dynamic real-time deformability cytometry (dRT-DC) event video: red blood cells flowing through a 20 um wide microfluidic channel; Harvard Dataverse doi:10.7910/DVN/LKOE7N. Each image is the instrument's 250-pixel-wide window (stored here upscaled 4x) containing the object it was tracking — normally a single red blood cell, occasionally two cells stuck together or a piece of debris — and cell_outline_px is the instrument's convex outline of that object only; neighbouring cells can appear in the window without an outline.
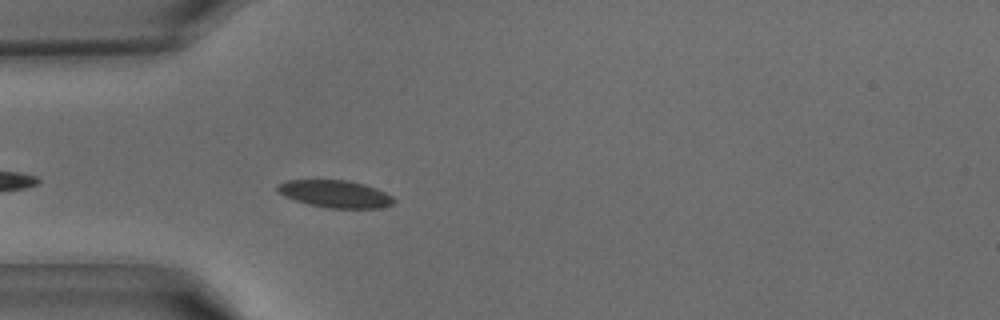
{"species": "common noctule bat (a hibernating species)", "species_latin": "Nyctalus noctula", "temperature_condition": "warm", "stored_images_in_passage": 31, "camera_frame_rate_fps": 3000, "um_per_image_px": 0.085, "animal": {"sex": "male", "body_mass_g": 15.6}, "frame": {"image": 1, "passage_image": 3, "time_ms": 0.667, "image_size_px": [1000, 320], "cell_outline_px": [[396, 200], [392, 204], [380, 208], [328, 208], [308, 204], [284, 196], [276, 192], [276, 184], [288, 180], [348, 180], [364, 184], [376, 188], [392, 196]], "centroid_in_image_um": [28.46, 16.48], "position_along_channel_um": 56.5, "area_um2": 18.61}}
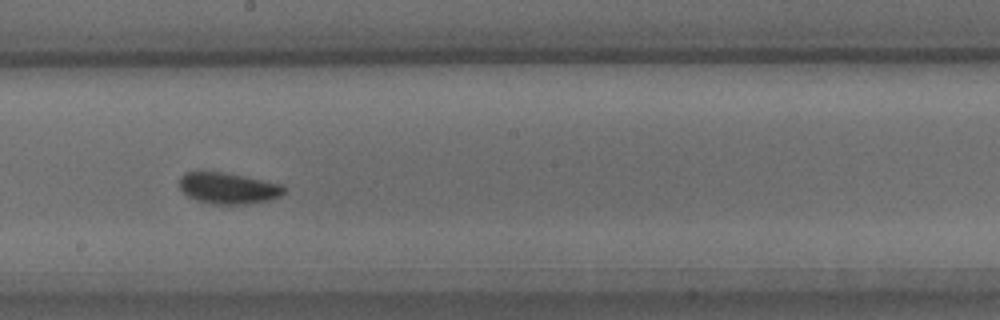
{"frame": {"image": 2, "passage_image": 14, "time_ms": 4.333, "image_size_px": [1000, 320], "cell_outline_px": [[284, 192], [280, 196], [268, 200], [244, 204], [212, 204], [196, 200], [188, 196], [180, 188], [180, 176], [184, 172], [224, 172], [284, 184]], "centroid_in_image_um": [19.4, 15.99], "position_along_channel_um": 228.8, "area_um2": 18.96}}
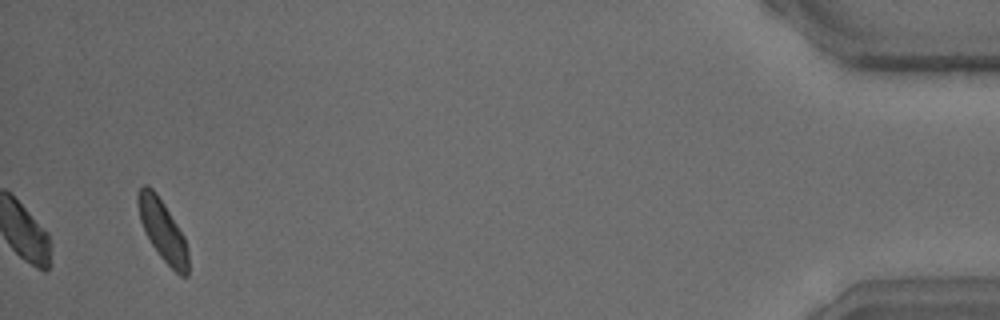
{"frame": {"image": 3, "passage_image": 31, "time_ms": 10.0, "image_size_px": [1000, 320], "cell_outline_px": [[188, 276], [180, 276], [160, 256], [144, 232], [140, 220], [136, 204], [136, 196], [140, 188], [144, 184], [148, 184], [156, 192], [164, 204], [184, 236], [188, 252]], "centroid_in_image_um": [13.8, 19.55], "position_along_channel_um": 421.4, "area_um2": 17.86}}